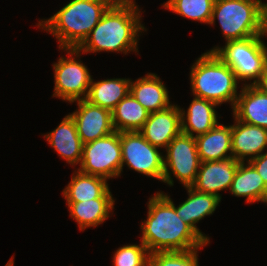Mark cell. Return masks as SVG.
<instances>
[{"instance_id":"4dcf8cb0","label":"cell","mask_w":267,"mask_h":266,"mask_svg":"<svg viewBox=\"0 0 267 266\" xmlns=\"http://www.w3.org/2000/svg\"><path fill=\"white\" fill-rule=\"evenodd\" d=\"M267 35V3L263 2L262 6V37Z\"/></svg>"},{"instance_id":"d4e9b609","label":"cell","mask_w":267,"mask_h":266,"mask_svg":"<svg viewBox=\"0 0 267 266\" xmlns=\"http://www.w3.org/2000/svg\"><path fill=\"white\" fill-rule=\"evenodd\" d=\"M146 110L129 92L111 111L115 131H139L149 117Z\"/></svg>"},{"instance_id":"8992f818","label":"cell","mask_w":267,"mask_h":266,"mask_svg":"<svg viewBox=\"0 0 267 266\" xmlns=\"http://www.w3.org/2000/svg\"><path fill=\"white\" fill-rule=\"evenodd\" d=\"M261 38L263 37L259 35L230 40L225 43V46H216L209 52H214L227 64L234 71L238 81L247 80L244 85H254L267 67V45Z\"/></svg>"},{"instance_id":"9c48e42d","label":"cell","mask_w":267,"mask_h":266,"mask_svg":"<svg viewBox=\"0 0 267 266\" xmlns=\"http://www.w3.org/2000/svg\"><path fill=\"white\" fill-rule=\"evenodd\" d=\"M164 156V174L162 182L174 185L176 177L183 187H191L197 177L200 159L195 137L180 133L167 146Z\"/></svg>"},{"instance_id":"7402d4cb","label":"cell","mask_w":267,"mask_h":266,"mask_svg":"<svg viewBox=\"0 0 267 266\" xmlns=\"http://www.w3.org/2000/svg\"><path fill=\"white\" fill-rule=\"evenodd\" d=\"M114 198H97L81 202H67L71 218L79 225L80 231L97 227L110 217Z\"/></svg>"},{"instance_id":"d6986e66","label":"cell","mask_w":267,"mask_h":266,"mask_svg":"<svg viewBox=\"0 0 267 266\" xmlns=\"http://www.w3.org/2000/svg\"><path fill=\"white\" fill-rule=\"evenodd\" d=\"M131 95L150 113L164 110L173 105L169 100L168 89L155 73L130 82Z\"/></svg>"},{"instance_id":"7a4b0ae2","label":"cell","mask_w":267,"mask_h":266,"mask_svg":"<svg viewBox=\"0 0 267 266\" xmlns=\"http://www.w3.org/2000/svg\"><path fill=\"white\" fill-rule=\"evenodd\" d=\"M147 219L141 222V242L148 251H187L207 243L177 214L175 207L160 193L148 201Z\"/></svg>"},{"instance_id":"ac0fdd59","label":"cell","mask_w":267,"mask_h":266,"mask_svg":"<svg viewBox=\"0 0 267 266\" xmlns=\"http://www.w3.org/2000/svg\"><path fill=\"white\" fill-rule=\"evenodd\" d=\"M217 106L214 102L194 96L186 110L187 112L179 107L181 132L192 137L207 133L219 123L218 114L215 110Z\"/></svg>"},{"instance_id":"52a82bcc","label":"cell","mask_w":267,"mask_h":266,"mask_svg":"<svg viewBox=\"0 0 267 266\" xmlns=\"http://www.w3.org/2000/svg\"><path fill=\"white\" fill-rule=\"evenodd\" d=\"M60 50L66 51L70 57L61 56L57 63L52 65L55 82L52 97L61 98V100L69 103L86 99L92 76L87 66L78 59L81 56V51L76 48Z\"/></svg>"},{"instance_id":"5bb4252c","label":"cell","mask_w":267,"mask_h":266,"mask_svg":"<svg viewBox=\"0 0 267 266\" xmlns=\"http://www.w3.org/2000/svg\"><path fill=\"white\" fill-rule=\"evenodd\" d=\"M238 165L239 161L233 157L221 161L201 162L196 180L191 187L196 191L215 194L221 198L218 192L230 189Z\"/></svg>"},{"instance_id":"3957f363","label":"cell","mask_w":267,"mask_h":266,"mask_svg":"<svg viewBox=\"0 0 267 266\" xmlns=\"http://www.w3.org/2000/svg\"><path fill=\"white\" fill-rule=\"evenodd\" d=\"M115 1L70 0L49 19L39 20L37 26L55 36L59 49H77Z\"/></svg>"},{"instance_id":"9a60e30c","label":"cell","mask_w":267,"mask_h":266,"mask_svg":"<svg viewBox=\"0 0 267 266\" xmlns=\"http://www.w3.org/2000/svg\"><path fill=\"white\" fill-rule=\"evenodd\" d=\"M232 125V156L236 161L249 162L267 148V129L243 123L234 117Z\"/></svg>"},{"instance_id":"8fae6325","label":"cell","mask_w":267,"mask_h":266,"mask_svg":"<svg viewBox=\"0 0 267 266\" xmlns=\"http://www.w3.org/2000/svg\"><path fill=\"white\" fill-rule=\"evenodd\" d=\"M78 109L70 113L77 127V133L83 144L105 137L112 132L111 111L100 106L93 105L87 100L73 101Z\"/></svg>"},{"instance_id":"cb8c5ba5","label":"cell","mask_w":267,"mask_h":266,"mask_svg":"<svg viewBox=\"0 0 267 266\" xmlns=\"http://www.w3.org/2000/svg\"><path fill=\"white\" fill-rule=\"evenodd\" d=\"M267 185L257 170L249 163L239 162L230 193L236 197H246L247 203L262 202Z\"/></svg>"},{"instance_id":"f546056e","label":"cell","mask_w":267,"mask_h":266,"mask_svg":"<svg viewBox=\"0 0 267 266\" xmlns=\"http://www.w3.org/2000/svg\"><path fill=\"white\" fill-rule=\"evenodd\" d=\"M254 85L263 93L267 94V67L260 79Z\"/></svg>"},{"instance_id":"83f0119b","label":"cell","mask_w":267,"mask_h":266,"mask_svg":"<svg viewBox=\"0 0 267 266\" xmlns=\"http://www.w3.org/2000/svg\"><path fill=\"white\" fill-rule=\"evenodd\" d=\"M150 252L141 242L119 247L113 255L114 266H149Z\"/></svg>"},{"instance_id":"e0dca14e","label":"cell","mask_w":267,"mask_h":266,"mask_svg":"<svg viewBox=\"0 0 267 266\" xmlns=\"http://www.w3.org/2000/svg\"><path fill=\"white\" fill-rule=\"evenodd\" d=\"M232 112L243 123L267 129V94L253 84H243Z\"/></svg>"},{"instance_id":"277c9868","label":"cell","mask_w":267,"mask_h":266,"mask_svg":"<svg viewBox=\"0 0 267 266\" xmlns=\"http://www.w3.org/2000/svg\"><path fill=\"white\" fill-rule=\"evenodd\" d=\"M189 78L193 96L218 106L226 102L232 109L235 106L239 81L234 71L214 52L207 51L195 60Z\"/></svg>"},{"instance_id":"6da1fadb","label":"cell","mask_w":267,"mask_h":266,"mask_svg":"<svg viewBox=\"0 0 267 266\" xmlns=\"http://www.w3.org/2000/svg\"><path fill=\"white\" fill-rule=\"evenodd\" d=\"M135 0H116L103 14L84 42L77 48L82 54L138 52V37L146 31Z\"/></svg>"},{"instance_id":"f1b7e54d","label":"cell","mask_w":267,"mask_h":266,"mask_svg":"<svg viewBox=\"0 0 267 266\" xmlns=\"http://www.w3.org/2000/svg\"><path fill=\"white\" fill-rule=\"evenodd\" d=\"M267 185V151L249 161Z\"/></svg>"},{"instance_id":"4fadbf2b","label":"cell","mask_w":267,"mask_h":266,"mask_svg":"<svg viewBox=\"0 0 267 266\" xmlns=\"http://www.w3.org/2000/svg\"><path fill=\"white\" fill-rule=\"evenodd\" d=\"M188 198L179 206H175L170 196L160 193L175 207L176 214L188 224L207 244L209 236L203 234L196 224L205 216L212 215L219 206L221 198L215 194L202 193L192 187H186Z\"/></svg>"},{"instance_id":"4316f807","label":"cell","mask_w":267,"mask_h":266,"mask_svg":"<svg viewBox=\"0 0 267 266\" xmlns=\"http://www.w3.org/2000/svg\"><path fill=\"white\" fill-rule=\"evenodd\" d=\"M198 249L151 253L149 266H199Z\"/></svg>"},{"instance_id":"ba28073f","label":"cell","mask_w":267,"mask_h":266,"mask_svg":"<svg viewBox=\"0 0 267 266\" xmlns=\"http://www.w3.org/2000/svg\"><path fill=\"white\" fill-rule=\"evenodd\" d=\"M122 153L120 132L111 134L83 144L80 172L100 176L105 179L121 175Z\"/></svg>"},{"instance_id":"603a6c76","label":"cell","mask_w":267,"mask_h":266,"mask_svg":"<svg viewBox=\"0 0 267 266\" xmlns=\"http://www.w3.org/2000/svg\"><path fill=\"white\" fill-rule=\"evenodd\" d=\"M93 80L92 78L85 100L110 111L130 92L131 78L104 79L97 82Z\"/></svg>"},{"instance_id":"7c38bea8","label":"cell","mask_w":267,"mask_h":266,"mask_svg":"<svg viewBox=\"0 0 267 266\" xmlns=\"http://www.w3.org/2000/svg\"><path fill=\"white\" fill-rule=\"evenodd\" d=\"M139 132L151 145L166 149L181 133L179 106L173 104L164 110L151 112Z\"/></svg>"},{"instance_id":"1f68e13d","label":"cell","mask_w":267,"mask_h":266,"mask_svg":"<svg viewBox=\"0 0 267 266\" xmlns=\"http://www.w3.org/2000/svg\"><path fill=\"white\" fill-rule=\"evenodd\" d=\"M262 202L267 204V189H266V193H265V196Z\"/></svg>"},{"instance_id":"484cf974","label":"cell","mask_w":267,"mask_h":266,"mask_svg":"<svg viewBox=\"0 0 267 266\" xmlns=\"http://www.w3.org/2000/svg\"><path fill=\"white\" fill-rule=\"evenodd\" d=\"M215 0H168L162 7L175 14L209 24Z\"/></svg>"},{"instance_id":"30bf717a","label":"cell","mask_w":267,"mask_h":266,"mask_svg":"<svg viewBox=\"0 0 267 266\" xmlns=\"http://www.w3.org/2000/svg\"><path fill=\"white\" fill-rule=\"evenodd\" d=\"M122 153L121 173L127 165L129 169L147 177L163 180L164 156L159 148L151 145L139 131L120 132Z\"/></svg>"},{"instance_id":"ffe728a7","label":"cell","mask_w":267,"mask_h":266,"mask_svg":"<svg viewBox=\"0 0 267 266\" xmlns=\"http://www.w3.org/2000/svg\"><path fill=\"white\" fill-rule=\"evenodd\" d=\"M195 140L200 162L221 161L233 157L232 125L218 123L207 133L195 136Z\"/></svg>"},{"instance_id":"44dd1931","label":"cell","mask_w":267,"mask_h":266,"mask_svg":"<svg viewBox=\"0 0 267 266\" xmlns=\"http://www.w3.org/2000/svg\"><path fill=\"white\" fill-rule=\"evenodd\" d=\"M107 179L74 171L62 194L66 202H83L97 198H113Z\"/></svg>"},{"instance_id":"5b68a950","label":"cell","mask_w":267,"mask_h":266,"mask_svg":"<svg viewBox=\"0 0 267 266\" xmlns=\"http://www.w3.org/2000/svg\"><path fill=\"white\" fill-rule=\"evenodd\" d=\"M262 6L261 0H215L209 25L217 18L226 42L259 36Z\"/></svg>"},{"instance_id":"2e32d148","label":"cell","mask_w":267,"mask_h":266,"mask_svg":"<svg viewBox=\"0 0 267 266\" xmlns=\"http://www.w3.org/2000/svg\"><path fill=\"white\" fill-rule=\"evenodd\" d=\"M43 136L63 160L72 166L80 164L83 143L70 114L63 118L57 128Z\"/></svg>"}]
</instances>
